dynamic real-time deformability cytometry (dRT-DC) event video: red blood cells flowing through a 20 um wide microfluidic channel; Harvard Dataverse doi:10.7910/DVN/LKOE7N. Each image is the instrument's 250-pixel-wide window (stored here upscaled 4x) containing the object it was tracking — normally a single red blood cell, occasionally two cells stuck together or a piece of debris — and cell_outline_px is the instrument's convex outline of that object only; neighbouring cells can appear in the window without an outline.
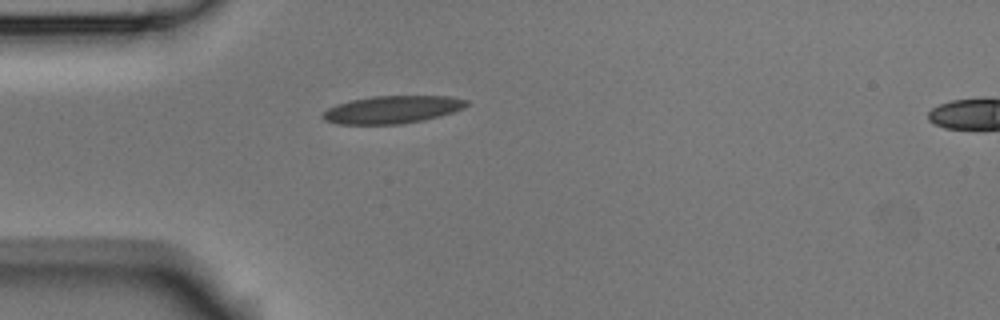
{"species": "Egyptian fruit bat (a non-hibernating species)", "species_latin": "Rousettus aegyptiacus", "temperature_condition": "room temperature", "stored_images_in_passage": 2, "segment_of_instrument_passage": [1, 2], "camera_frame_rate_fps": 3000, "um_per_image_px": 0.085, "animal": {"sex": "male"}, "frame": {"image": 1, "passage_image": 1, "time_ms": 0.0, "image_size_px": [1000, 320], "cell_outline_px": [[468, 104], [464, 108], [440, 116], [424, 120], [400, 124], [336, 124], [324, 120], [320, 116], [328, 108], [336, 104], [352, 100], [372, 96], [452, 96], [468, 100]], "centroid_in_image_um": [33.34, 9.31], "position_along_channel_um": 51.7, "area_um2": 23.24}}